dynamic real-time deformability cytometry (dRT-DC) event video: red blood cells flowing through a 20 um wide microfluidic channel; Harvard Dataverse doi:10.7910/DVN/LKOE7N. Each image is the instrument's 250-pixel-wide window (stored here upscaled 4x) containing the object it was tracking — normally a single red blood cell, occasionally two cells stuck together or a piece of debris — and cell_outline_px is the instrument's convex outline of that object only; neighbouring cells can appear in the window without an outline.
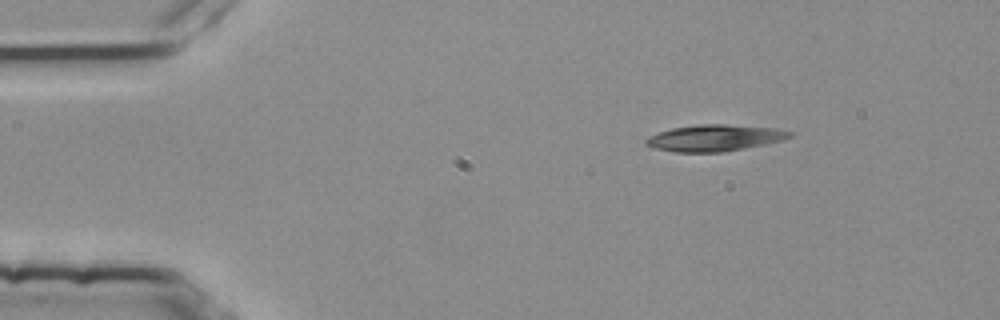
{"species": "common noctule bat (a hibernating species)", "species_latin": "Nyctalus noctula", "temperature_condition": "room temperature", "stored_images_in_passage": 5, "camera_frame_rate_fps": 3000, "um_per_image_px": 0.085, "animal": {"sex": "female", "body_mass_g": 25.1}, "frame": {"image": 1, "passage_image": 1, "time_ms": 0.0, "image_size_px": [1000, 320], "cell_outline_px": [[796, 132], [792, 136], [784, 140], [724, 152], [672, 152], [652, 148], [644, 144], [644, 140], [648, 136], [672, 128], [700, 124], [724, 124], [776, 128]], "centroid_in_image_um": [60.74, 11.72], "position_along_channel_um": 24.3, "area_um2": 22.37}}
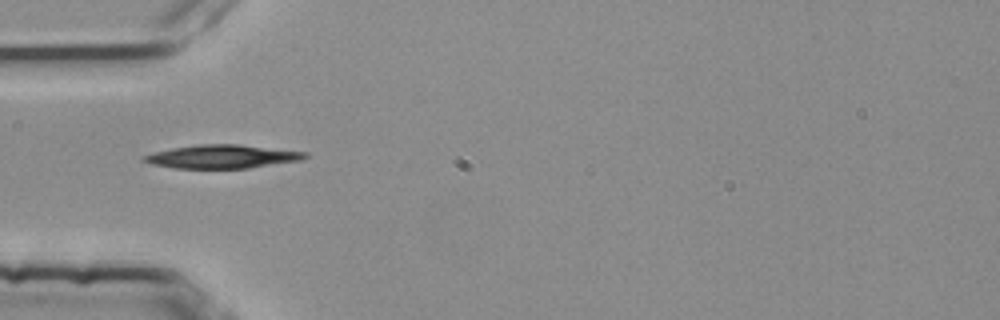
{"frame": {"image": 2, "passage_image": 3, "time_ms": 0.667, "image_size_px": [1000, 320], "cell_outline_px": [[308, 156], [300, 160], [248, 168], [176, 168], [152, 164], [140, 160], [140, 156], [172, 148], [200, 144], [240, 144], [308, 152]], "centroid_in_image_um": [18.87, 13.3], "position_along_channel_um": 66.1, "area_um2": 21.96}}